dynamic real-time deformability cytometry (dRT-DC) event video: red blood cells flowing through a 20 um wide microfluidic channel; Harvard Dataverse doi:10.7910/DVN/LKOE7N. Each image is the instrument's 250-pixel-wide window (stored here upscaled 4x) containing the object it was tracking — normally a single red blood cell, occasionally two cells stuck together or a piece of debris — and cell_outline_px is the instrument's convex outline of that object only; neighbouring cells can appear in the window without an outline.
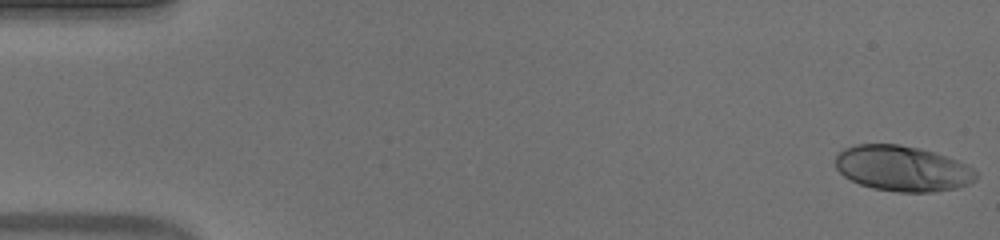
{"species": "human", "species_latin": "Homo sapiens", "temperature_condition": "warm", "stored_images_in_passage": 52, "camera_frame_rate_fps": 3000, "um_per_image_px": 0.085, "donor": {"sex": "male"}, "frame": {"image": 1, "passage_image": 1, "time_ms": 0.0, "image_size_px": [1000, 240], "cell_outline_px": [[976, 180], [968, 184], [956, 188], [932, 192], [896, 192], [872, 188], [860, 184], [844, 176], [836, 168], [836, 156], [844, 148], [856, 144], [900, 144], [920, 148], [956, 160], [972, 168], [976, 172]], "centroid_in_image_um": [76.69, 14.32], "position_along_channel_um": 8.3, "area_um2": 37.11}}
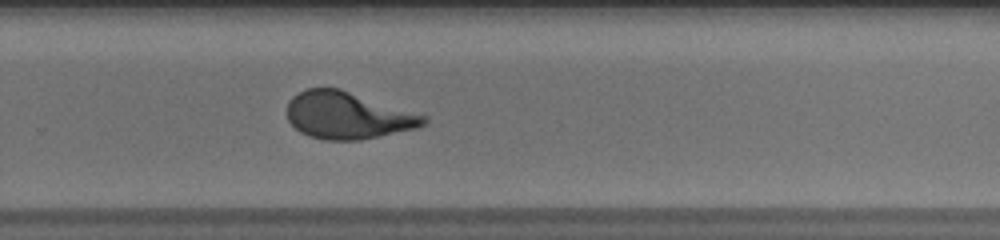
{"frame": {"image": 2, "passage_image": 35, "time_ms": 11.333, "image_size_px": [1000, 240], "cell_outline_px": [[428, 124], [420, 128], [360, 140], [324, 140], [308, 136], [300, 132], [288, 120], [288, 100], [292, 96], [308, 88], [340, 88], [428, 116]], "centroid_in_image_um": [29.6, 9.82], "position_along_channel_um": 300.2, "area_um2": 37.74}}
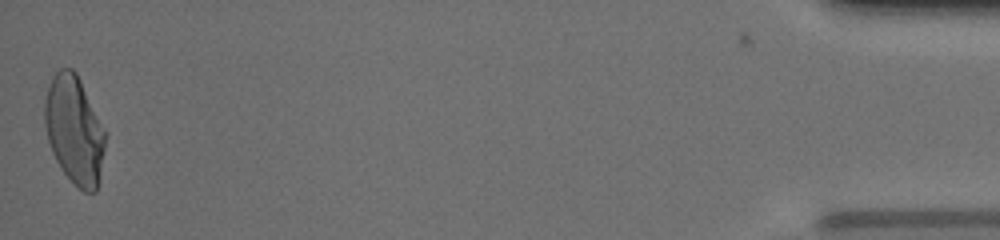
{"frame": {"image": 3, "passage_image": 52, "time_ms": 17.0, "image_size_px": [1000, 240], "cell_outline_px": [[108, 136], [100, 176], [96, 192], [84, 192], [64, 172], [56, 160], [52, 152], [48, 140], [44, 124], [44, 100], [52, 76], [60, 68], [72, 68], [76, 72], [108, 132]], "centroid_in_image_um": [6.36, 11.02], "position_along_channel_um": 428.8, "area_um2": 38.67}, "authors_computed_cell_mechanics": {"area_um2": 37.0787, "velocity_mm_per_s": 3.9232, "shape_relaxation_time_tau1_ms": 5.6317, "shape_relaxation_time_tau2_ms": null, "deformation_change_tau1": 0.2321, "deformation_change_tau2": null}}